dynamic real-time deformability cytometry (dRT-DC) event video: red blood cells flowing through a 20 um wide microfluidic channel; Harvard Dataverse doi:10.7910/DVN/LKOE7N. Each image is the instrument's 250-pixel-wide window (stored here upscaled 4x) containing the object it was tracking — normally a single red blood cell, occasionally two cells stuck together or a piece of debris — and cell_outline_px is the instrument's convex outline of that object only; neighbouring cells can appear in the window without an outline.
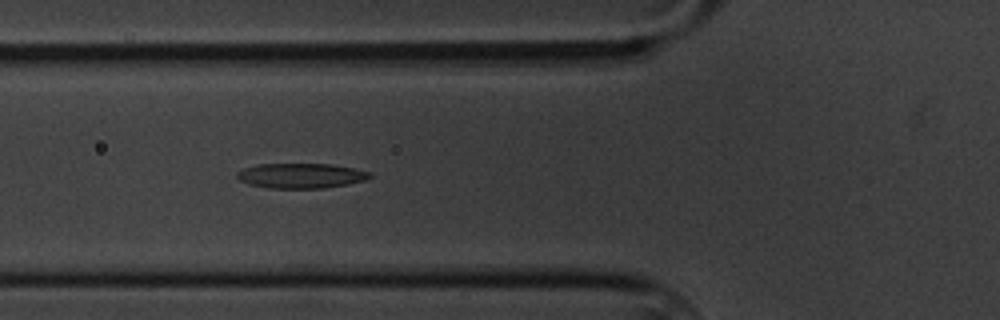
{"species": "common noctule bat (a hibernating species)", "species_latin": "Nyctalus noctula", "temperature_condition": "cold", "stored_images_in_passage": 13, "camera_frame_rate_fps": 3000, "um_per_image_px": 0.085, "animal": {"sex": "male", "body_mass_g": 20.1, "forearm_length_mm": 53.5}, "frame": {"image": 1, "passage_image": 10, "time_ms": 3.0, "image_size_px": [1000, 320], "cell_outline_px": [[372, 176], [364, 180], [348, 184], [324, 188], [268, 188], [248, 184], [240, 180], [236, 176], [236, 172], [244, 168], [256, 164], [332, 164], [352, 168], [368, 172]], "centroid_in_image_um": [25.53, 14.93], "position_along_channel_um": 100.3, "area_um2": 19.25}}